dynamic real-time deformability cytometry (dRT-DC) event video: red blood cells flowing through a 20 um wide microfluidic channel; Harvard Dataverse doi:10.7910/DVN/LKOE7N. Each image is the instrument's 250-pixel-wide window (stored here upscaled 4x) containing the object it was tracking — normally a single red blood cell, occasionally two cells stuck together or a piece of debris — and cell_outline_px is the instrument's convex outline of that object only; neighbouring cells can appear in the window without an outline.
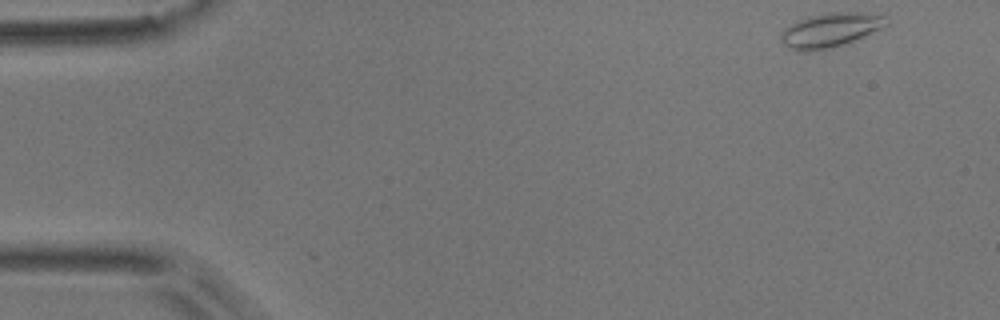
{"species": "common noctule bat (a hibernating species)", "species_latin": "Nyctalus noctula", "temperature_condition": "room temperature", "stored_images_in_passage": 3, "camera_frame_rate_fps": 3000, "um_per_image_px": 0.085, "animal": {"sex": "male", "body_mass_g": 17.9}, "frame": {"image": 1, "passage_image": 1, "time_ms": 0.0, "image_size_px": [1000, 320], "cell_outline_px": [[888, 24], [880, 28], [844, 44], [832, 48], [804, 52], [800, 52], [788, 48], [780, 40], [780, 36], [784, 28], [796, 20], [812, 16], [832, 12], [856, 12], [888, 16]], "centroid_in_image_um": [70.53, 2.56], "position_along_channel_um": 14.5, "area_um2": 20.92}}